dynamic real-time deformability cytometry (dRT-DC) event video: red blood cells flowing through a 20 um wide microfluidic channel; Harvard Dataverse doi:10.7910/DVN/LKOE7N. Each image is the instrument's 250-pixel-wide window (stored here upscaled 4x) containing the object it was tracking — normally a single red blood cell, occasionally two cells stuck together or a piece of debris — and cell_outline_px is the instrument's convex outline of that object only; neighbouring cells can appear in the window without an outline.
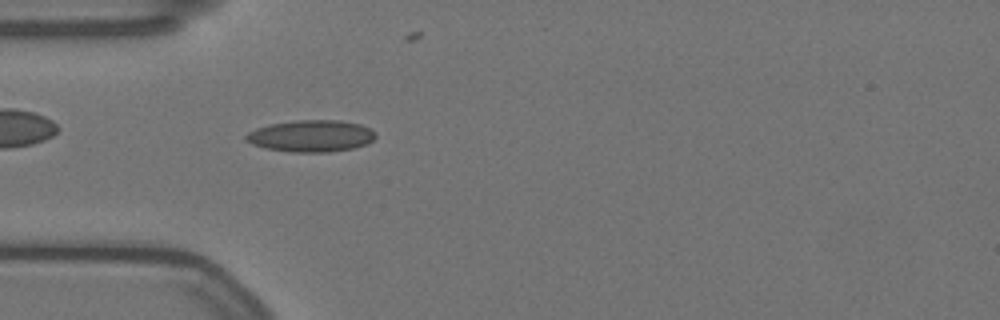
{"species": "Egyptian fruit bat (a non-hibernating species)", "species_latin": "Rousettus aegyptiacus", "temperature_condition": "warm", "stored_images_in_passage": 39, "camera_frame_rate_fps": 3000, "um_per_image_px": 0.085, "animal": {"sex": "female"}, "frame": {"image": 1, "passage_image": 10, "time_ms": 3.0, "image_size_px": [1000, 320], "cell_outline_px": [[376, 136], [368, 144], [356, 148], [328, 152], [292, 152], [264, 148], [252, 144], [244, 140], [244, 136], [248, 132], [256, 128], [272, 124], [296, 120], [340, 120], [360, 124], [376, 132]], "centroid_in_image_um": [26.45, 11.56], "position_along_channel_um": 58.6, "area_um2": 24.16}}
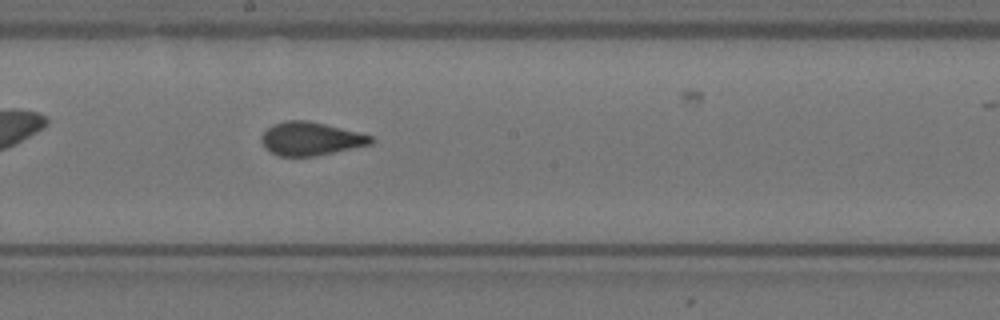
{"frame": {"image": 2, "passage_image": 24, "time_ms": 7.667, "image_size_px": [1000, 320], "cell_outline_px": [[376, 140], [372, 144], [316, 156], [276, 156], [264, 148], [260, 140], [260, 136], [272, 124], [284, 120], [308, 120], [372, 136]], "centroid_in_image_um": [26.36, 11.8], "position_along_channel_um": 221.8, "area_um2": 21.39}}
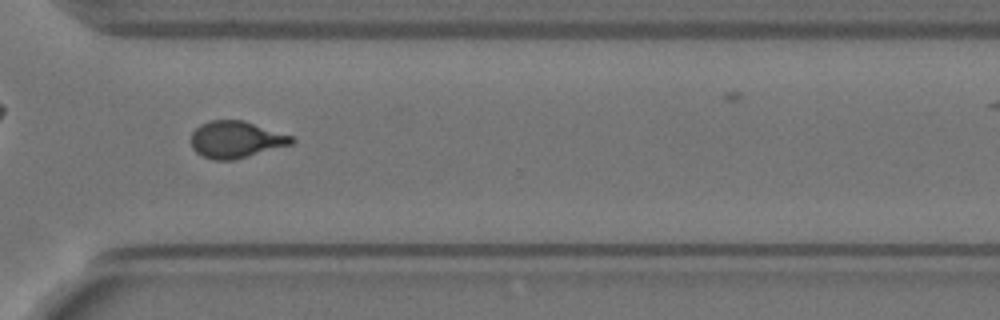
{"frame": {"image": 3, "passage_image": 35, "time_ms": 11.333, "image_size_px": [1000, 320], "cell_outline_px": [[296, 140], [292, 144], [232, 160], [216, 160], [204, 156], [196, 152], [192, 148], [192, 132], [200, 124], [212, 120], [244, 120], [292, 136]], "centroid_in_image_um": [20.05, 11.85], "position_along_channel_um": 350.5, "area_um2": 21.33}}